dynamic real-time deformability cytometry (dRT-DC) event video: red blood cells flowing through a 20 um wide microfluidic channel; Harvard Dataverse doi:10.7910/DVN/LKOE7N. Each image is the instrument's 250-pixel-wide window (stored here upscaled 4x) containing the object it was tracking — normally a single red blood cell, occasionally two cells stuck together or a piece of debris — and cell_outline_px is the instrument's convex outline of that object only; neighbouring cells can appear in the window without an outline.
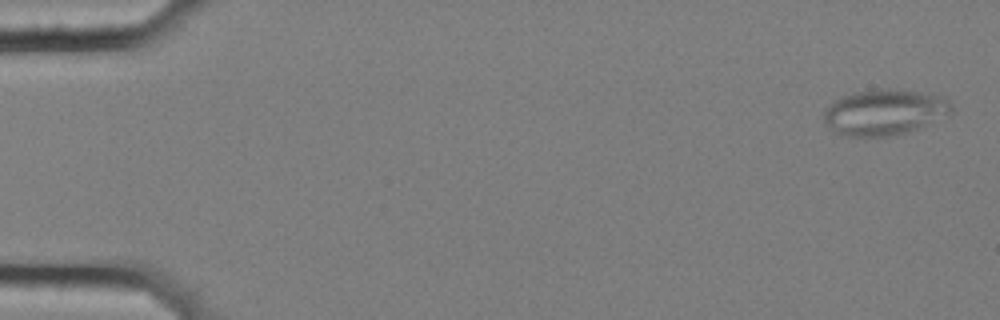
{"species": "common noctule bat (a hibernating species)", "species_latin": "Nyctalus noctula", "temperature_condition": "cold", "stored_images_in_passage": 58, "segment_of_instrument_passage": [1, 2], "camera_frame_rate_fps": 3000, "um_per_image_px": 0.085, "animal": {"sex": "female", "body_mass_g": 25.1}, "frame": {"image": 1, "passage_image": 2, "time_ms": 0.333, "image_size_px": [1000, 320], "cell_outline_px": [[952, 112], [916, 128], [896, 136], [848, 136], [836, 132], [824, 120], [824, 112], [840, 96], [852, 92], [888, 88], [916, 92], [940, 96], [948, 100], [952, 108]], "centroid_in_image_um": [75.15, 9.53], "position_along_channel_um": 9.8, "area_um2": 33.23}}
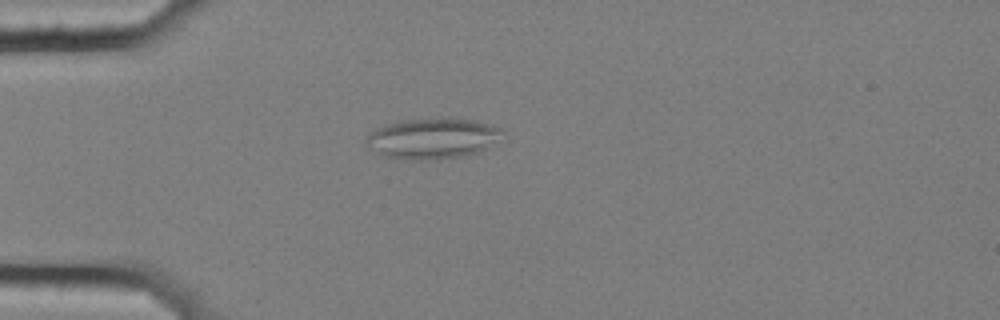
{"frame": {"image": 2, "passage_image": 16, "time_ms": 5.0, "image_size_px": [1000, 320], "cell_outline_px": [[504, 132], [488, 148], [480, 152], [440, 160], [416, 160], [388, 156], [380, 152], [368, 144], [364, 140], [368, 132], [384, 124], [400, 120], [448, 116], [476, 120], [500, 128]], "centroid_in_image_um": [36.79, 11.73], "position_along_channel_um": 48.2, "area_um2": 32.6}}